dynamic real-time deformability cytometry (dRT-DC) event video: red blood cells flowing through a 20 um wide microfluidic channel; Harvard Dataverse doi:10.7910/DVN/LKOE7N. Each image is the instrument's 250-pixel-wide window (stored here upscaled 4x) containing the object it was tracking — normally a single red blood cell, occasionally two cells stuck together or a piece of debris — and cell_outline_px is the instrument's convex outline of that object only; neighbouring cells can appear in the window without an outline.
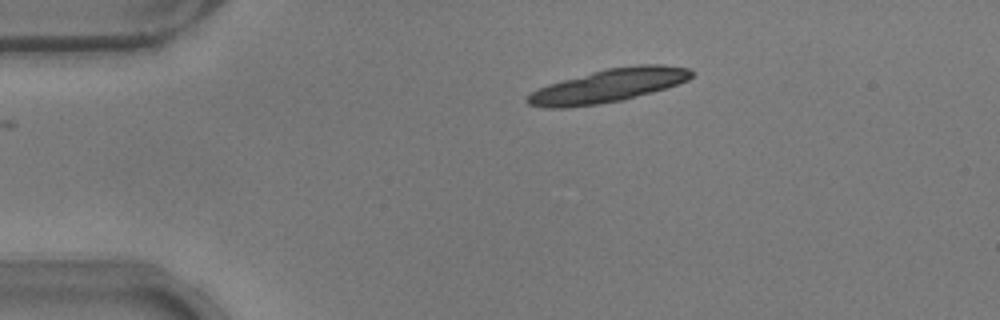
{"species": "common noctule bat (a hibernating species)", "species_latin": "Nyctalus noctula", "temperature_condition": "warm", "stored_images_in_passage": 22, "camera_frame_rate_fps": 3000, "um_per_image_px": 0.085, "animal": {"sex": "male", "body_mass_g": 17.9}, "frame": {"image": 1, "passage_image": 1, "time_ms": 0.0, "image_size_px": [1000, 320], "cell_outline_px": [[696, 72], [688, 80], [652, 92], [624, 100], [596, 104], [564, 108], [552, 108], [528, 104], [524, 100], [532, 92], [548, 84], [592, 72], [608, 68], [636, 64], [664, 64], [688, 68]], "centroid_in_image_um": [51.75, 7.27], "position_along_channel_um": 33.2, "area_um2": 31.62}}